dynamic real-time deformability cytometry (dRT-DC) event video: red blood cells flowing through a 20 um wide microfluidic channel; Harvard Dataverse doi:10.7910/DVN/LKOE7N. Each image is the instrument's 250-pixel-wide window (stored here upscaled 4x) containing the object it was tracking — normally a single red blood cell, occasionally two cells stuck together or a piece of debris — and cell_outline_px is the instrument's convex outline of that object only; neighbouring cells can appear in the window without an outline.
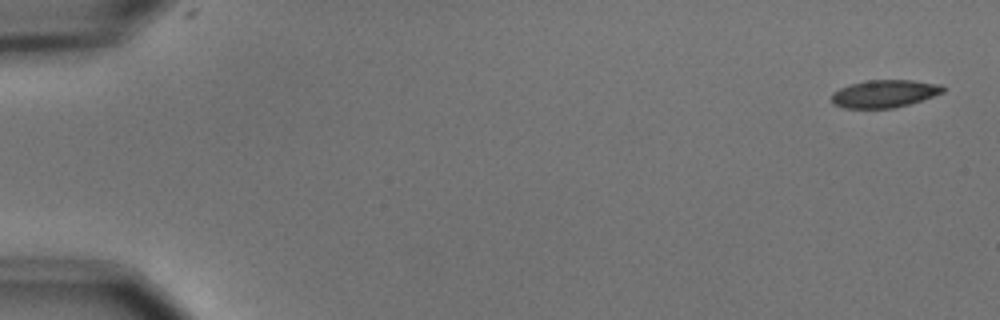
{"species": "common noctule bat (a hibernating species)", "species_latin": "Nyctalus noctula", "temperature_condition": "cold", "stored_images_in_passage": 5, "camera_frame_rate_fps": 3000, "um_per_image_px": 0.085, "animal": {"sex": "male", "body_mass_g": 15.6}, "frame": {"image": 1, "passage_image": 1, "time_ms": 0.0, "image_size_px": [1000, 320], "cell_outline_px": [[944, 92], [908, 104], [892, 108], [844, 108], [832, 104], [832, 92], [840, 88], [852, 84], [868, 80], [912, 80], [940, 84], [944, 88]], "centroid_in_image_um": [75.15, 7.96], "position_along_channel_um": 9.9, "area_um2": 17.74}}